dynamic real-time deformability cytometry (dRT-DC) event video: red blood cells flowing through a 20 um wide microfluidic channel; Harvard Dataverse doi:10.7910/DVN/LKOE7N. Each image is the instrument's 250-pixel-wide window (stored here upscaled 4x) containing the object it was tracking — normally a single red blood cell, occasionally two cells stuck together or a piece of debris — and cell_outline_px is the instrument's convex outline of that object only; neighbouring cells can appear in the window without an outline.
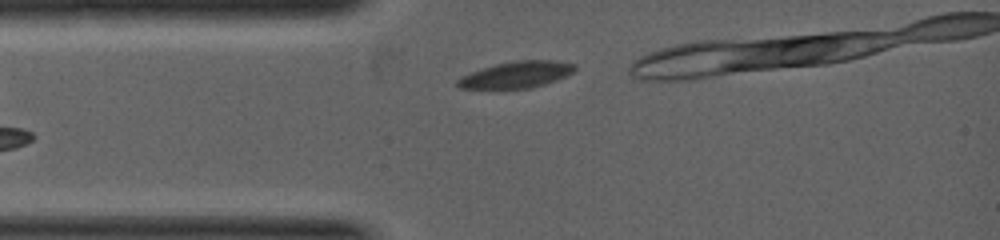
{"species": "common noctule bat (a hibernating species)", "species_latin": "Nyctalus noctula", "temperature_condition": "warm", "stored_images_in_passage": 4, "camera_frame_rate_fps": 5000, "um_per_image_px": 0.085, "animal": {"sex": "female", "body_mass_g": 19.0, "forearm_length_mm": 53.3}, "frame": {"image": 1, "passage_image": 2, "time_ms": 1.0, "image_size_px": [1000, 240], "cell_outline_px": [[576, 68], [568, 76], [532, 88], [460, 88], [456, 84], [456, 80], [460, 76], [496, 64], [516, 60], [552, 60], [576, 64]], "centroid_in_image_um": [43.92, 6.34], "position_along_channel_um": 41.1, "area_um2": 17.98}}